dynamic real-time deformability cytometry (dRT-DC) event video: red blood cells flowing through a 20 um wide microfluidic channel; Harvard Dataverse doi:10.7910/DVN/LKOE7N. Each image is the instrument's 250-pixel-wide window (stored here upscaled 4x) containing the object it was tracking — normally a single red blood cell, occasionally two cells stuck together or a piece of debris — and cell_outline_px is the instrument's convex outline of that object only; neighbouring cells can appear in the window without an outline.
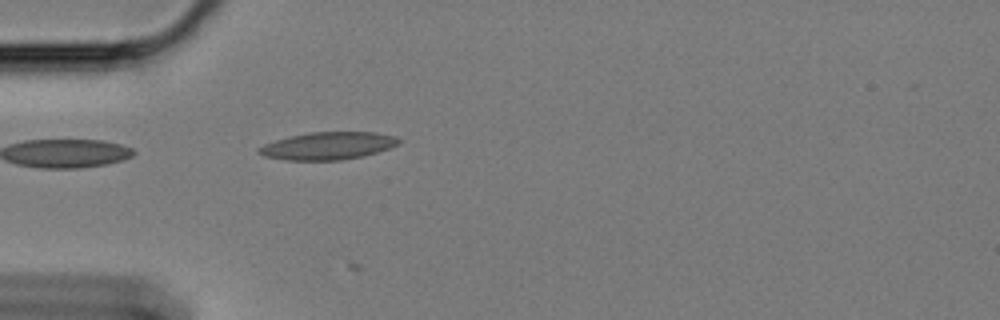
{"species": "Egyptian fruit bat (a non-hibernating species)", "species_latin": "Rousettus aegyptiacus", "temperature_condition": "cold", "stored_images_in_passage": 16, "camera_frame_rate_fps": 3000, "um_per_image_px": 0.085, "animal": {"sex": "female"}, "frame": {"image": 1, "passage_image": 2, "time_ms": 0.333, "image_size_px": [1000, 320], "cell_outline_px": [[400, 140], [396, 144], [388, 148], [364, 156], [340, 160], [288, 160], [264, 156], [256, 152], [256, 148], [264, 144], [288, 136], [308, 132], [376, 132], [396, 136]], "centroid_in_image_um": [27.83, 12.39], "position_along_channel_um": 57.2, "area_um2": 22.43}}
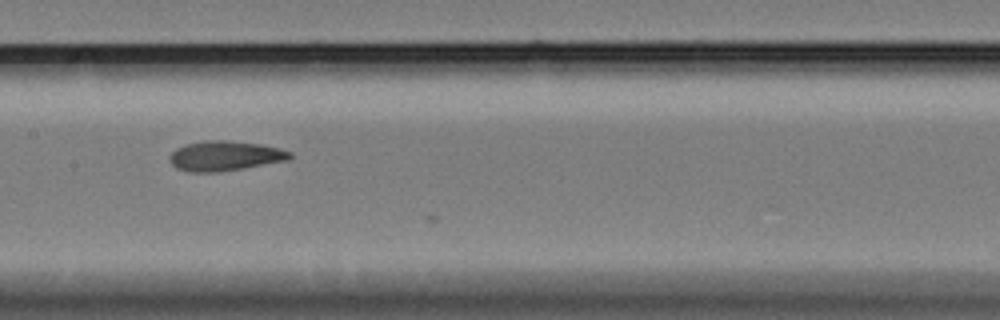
{"frame": {"image": 2, "passage_image": 14, "time_ms": 4.333, "image_size_px": [1000, 320], "cell_outline_px": [[292, 156], [288, 160], [216, 172], [188, 172], [176, 168], [172, 164], [168, 156], [176, 148], [188, 144], [204, 140], [228, 140], [260, 144], [280, 148], [292, 152]], "centroid_in_image_um": [19.1, 13.24], "position_along_channel_um": 188.3, "area_um2": 20.81}}